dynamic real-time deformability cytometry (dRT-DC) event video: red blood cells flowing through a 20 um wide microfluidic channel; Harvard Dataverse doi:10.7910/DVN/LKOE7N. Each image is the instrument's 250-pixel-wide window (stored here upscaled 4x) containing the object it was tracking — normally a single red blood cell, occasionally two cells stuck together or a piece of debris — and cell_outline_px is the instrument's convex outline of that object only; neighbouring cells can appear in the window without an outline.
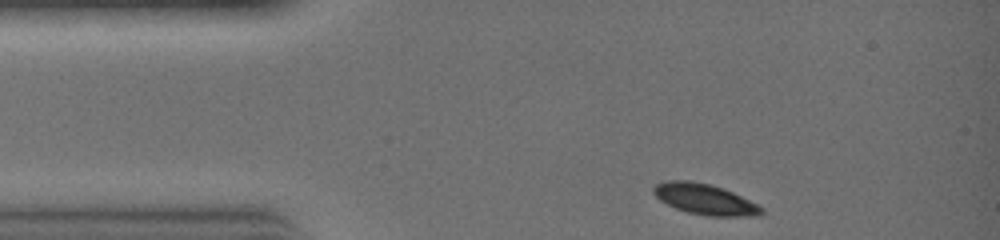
{"species": "common noctule bat (a hibernating species)", "species_latin": "Nyctalus noctula", "temperature_condition": "warm", "stored_images_in_passage": 21, "camera_frame_rate_fps": 3000, "um_per_image_px": 0.085, "animal": {"sex": "female", "body_mass_g": 19.0, "forearm_length_mm": 51.5}, "frame": {"image": 1, "passage_image": 1, "time_ms": 0.0, "image_size_px": [1000, 240], "cell_outline_px": [[764, 212], [760, 216], [708, 216], [688, 212], [676, 208], [660, 200], [652, 192], [652, 188], [656, 184], [664, 180], [692, 180], [712, 184], [724, 188], [764, 208]], "centroid_in_image_um": [59.9, 16.92], "position_along_channel_um": 25.1, "area_um2": 19.42}}
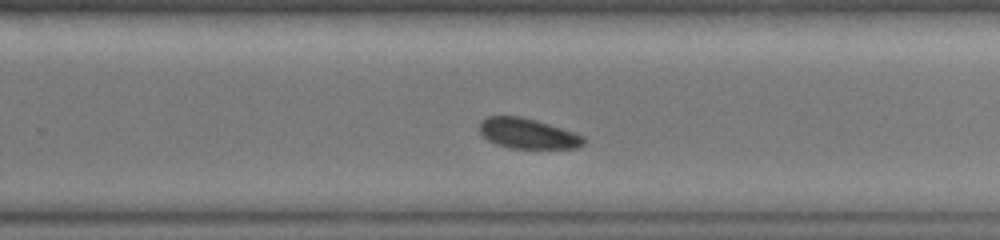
{"frame": {"image": 2, "passage_image": 16, "time_ms": 5.0, "image_size_px": [1000, 240], "cell_outline_px": [[584, 144], [576, 148], [508, 148], [496, 144], [488, 140], [480, 132], [480, 120], [488, 116], [520, 116], [536, 120], [576, 132], [584, 136]], "centroid_in_image_um": [44.86, 11.34], "position_along_channel_um": 284.9, "area_um2": 18.44}}
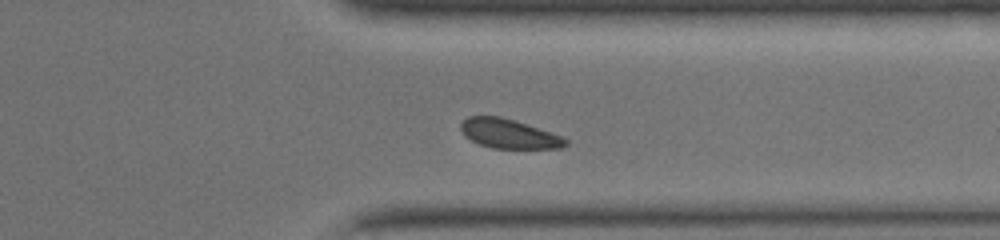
{"frame": {"image": 3, "passage_image": 20, "time_ms": 6.333, "image_size_px": [1000, 240], "cell_outline_px": [[568, 144], [564, 148], [492, 148], [480, 144], [464, 136], [460, 128], [460, 124], [468, 116], [500, 116], [560, 136], [568, 140]], "centroid_in_image_um": [43.21, 11.38], "position_along_channel_um": 368.2, "area_um2": 17.51}}